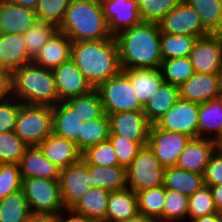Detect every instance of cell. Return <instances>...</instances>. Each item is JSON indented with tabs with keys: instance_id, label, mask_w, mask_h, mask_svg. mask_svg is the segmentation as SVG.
Returning <instances> with one entry per match:
<instances>
[{
	"instance_id": "cell-1",
	"label": "cell",
	"mask_w": 222,
	"mask_h": 222,
	"mask_svg": "<svg viewBox=\"0 0 222 222\" xmlns=\"http://www.w3.org/2000/svg\"><path fill=\"white\" fill-rule=\"evenodd\" d=\"M161 31L157 23L141 22L114 35L122 69L159 68Z\"/></svg>"
},
{
	"instance_id": "cell-2",
	"label": "cell",
	"mask_w": 222,
	"mask_h": 222,
	"mask_svg": "<svg viewBox=\"0 0 222 222\" xmlns=\"http://www.w3.org/2000/svg\"><path fill=\"white\" fill-rule=\"evenodd\" d=\"M71 59L93 89L122 71L114 37L73 42Z\"/></svg>"
},
{
	"instance_id": "cell-3",
	"label": "cell",
	"mask_w": 222,
	"mask_h": 222,
	"mask_svg": "<svg viewBox=\"0 0 222 222\" xmlns=\"http://www.w3.org/2000/svg\"><path fill=\"white\" fill-rule=\"evenodd\" d=\"M9 94L24 104L55 106L59 102L52 70L35 63L9 74Z\"/></svg>"
},
{
	"instance_id": "cell-4",
	"label": "cell",
	"mask_w": 222,
	"mask_h": 222,
	"mask_svg": "<svg viewBox=\"0 0 222 222\" xmlns=\"http://www.w3.org/2000/svg\"><path fill=\"white\" fill-rule=\"evenodd\" d=\"M58 31L72 42L110 39L109 30L100 0H71Z\"/></svg>"
},
{
	"instance_id": "cell-5",
	"label": "cell",
	"mask_w": 222,
	"mask_h": 222,
	"mask_svg": "<svg viewBox=\"0 0 222 222\" xmlns=\"http://www.w3.org/2000/svg\"><path fill=\"white\" fill-rule=\"evenodd\" d=\"M21 190L34 215L52 218L65 210L60 196L59 180L22 178Z\"/></svg>"
},
{
	"instance_id": "cell-6",
	"label": "cell",
	"mask_w": 222,
	"mask_h": 222,
	"mask_svg": "<svg viewBox=\"0 0 222 222\" xmlns=\"http://www.w3.org/2000/svg\"><path fill=\"white\" fill-rule=\"evenodd\" d=\"M14 132L28 146H38L52 134V106L22 103Z\"/></svg>"
},
{
	"instance_id": "cell-7",
	"label": "cell",
	"mask_w": 222,
	"mask_h": 222,
	"mask_svg": "<svg viewBox=\"0 0 222 222\" xmlns=\"http://www.w3.org/2000/svg\"><path fill=\"white\" fill-rule=\"evenodd\" d=\"M96 90L106 115L144 108L129 78L122 71L101 83Z\"/></svg>"
},
{
	"instance_id": "cell-8",
	"label": "cell",
	"mask_w": 222,
	"mask_h": 222,
	"mask_svg": "<svg viewBox=\"0 0 222 222\" xmlns=\"http://www.w3.org/2000/svg\"><path fill=\"white\" fill-rule=\"evenodd\" d=\"M164 171L148 145L143 146L126 167L127 187L135 193L164 184Z\"/></svg>"
},
{
	"instance_id": "cell-9",
	"label": "cell",
	"mask_w": 222,
	"mask_h": 222,
	"mask_svg": "<svg viewBox=\"0 0 222 222\" xmlns=\"http://www.w3.org/2000/svg\"><path fill=\"white\" fill-rule=\"evenodd\" d=\"M191 139L182 133L162 130L154 124L150 126L147 145L166 168L176 166L180 154Z\"/></svg>"
},
{
	"instance_id": "cell-10",
	"label": "cell",
	"mask_w": 222,
	"mask_h": 222,
	"mask_svg": "<svg viewBox=\"0 0 222 222\" xmlns=\"http://www.w3.org/2000/svg\"><path fill=\"white\" fill-rule=\"evenodd\" d=\"M199 104L179 99L155 125L165 131L198 138Z\"/></svg>"
},
{
	"instance_id": "cell-11",
	"label": "cell",
	"mask_w": 222,
	"mask_h": 222,
	"mask_svg": "<svg viewBox=\"0 0 222 222\" xmlns=\"http://www.w3.org/2000/svg\"><path fill=\"white\" fill-rule=\"evenodd\" d=\"M161 33L205 37L210 33L203 27L198 13L184 0L158 23Z\"/></svg>"
},
{
	"instance_id": "cell-12",
	"label": "cell",
	"mask_w": 222,
	"mask_h": 222,
	"mask_svg": "<svg viewBox=\"0 0 222 222\" xmlns=\"http://www.w3.org/2000/svg\"><path fill=\"white\" fill-rule=\"evenodd\" d=\"M59 187L65 211L70 210L79 199L94 185H90L87 165L80 160L60 170Z\"/></svg>"
},
{
	"instance_id": "cell-13",
	"label": "cell",
	"mask_w": 222,
	"mask_h": 222,
	"mask_svg": "<svg viewBox=\"0 0 222 222\" xmlns=\"http://www.w3.org/2000/svg\"><path fill=\"white\" fill-rule=\"evenodd\" d=\"M189 58L194 72L217 74L222 68V34L198 38Z\"/></svg>"
},
{
	"instance_id": "cell-14",
	"label": "cell",
	"mask_w": 222,
	"mask_h": 222,
	"mask_svg": "<svg viewBox=\"0 0 222 222\" xmlns=\"http://www.w3.org/2000/svg\"><path fill=\"white\" fill-rule=\"evenodd\" d=\"M110 135H121L136 142H148V122L143 110L125 111L107 115Z\"/></svg>"
},
{
	"instance_id": "cell-15",
	"label": "cell",
	"mask_w": 222,
	"mask_h": 222,
	"mask_svg": "<svg viewBox=\"0 0 222 222\" xmlns=\"http://www.w3.org/2000/svg\"><path fill=\"white\" fill-rule=\"evenodd\" d=\"M100 3L113 36L142 22L136 0H100Z\"/></svg>"
},
{
	"instance_id": "cell-16",
	"label": "cell",
	"mask_w": 222,
	"mask_h": 222,
	"mask_svg": "<svg viewBox=\"0 0 222 222\" xmlns=\"http://www.w3.org/2000/svg\"><path fill=\"white\" fill-rule=\"evenodd\" d=\"M52 72L55 78L59 102L66 101L71 97L85 95L93 90L72 59L62 63L53 69Z\"/></svg>"
},
{
	"instance_id": "cell-17",
	"label": "cell",
	"mask_w": 222,
	"mask_h": 222,
	"mask_svg": "<svg viewBox=\"0 0 222 222\" xmlns=\"http://www.w3.org/2000/svg\"><path fill=\"white\" fill-rule=\"evenodd\" d=\"M219 145L210 138H193L180 154L176 167L203 175Z\"/></svg>"
},
{
	"instance_id": "cell-18",
	"label": "cell",
	"mask_w": 222,
	"mask_h": 222,
	"mask_svg": "<svg viewBox=\"0 0 222 222\" xmlns=\"http://www.w3.org/2000/svg\"><path fill=\"white\" fill-rule=\"evenodd\" d=\"M179 97L182 100L198 104L219 98L218 75L194 73L179 86Z\"/></svg>"
},
{
	"instance_id": "cell-19",
	"label": "cell",
	"mask_w": 222,
	"mask_h": 222,
	"mask_svg": "<svg viewBox=\"0 0 222 222\" xmlns=\"http://www.w3.org/2000/svg\"><path fill=\"white\" fill-rule=\"evenodd\" d=\"M32 60L27 54L23 34L0 33V67L8 74Z\"/></svg>"
},
{
	"instance_id": "cell-20",
	"label": "cell",
	"mask_w": 222,
	"mask_h": 222,
	"mask_svg": "<svg viewBox=\"0 0 222 222\" xmlns=\"http://www.w3.org/2000/svg\"><path fill=\"white\" fill-rule=\"evenodd\" d=\"M72 43V40L65 33L57 31L32 62L45 69L53 70L71 59Z\"/></svg>"
},
{
	"instance_id": "cell-21",
	"label": "cell",
	"mask_w": 222,
	"mask_h": 222,
	"mask_svg": "<svg viewBox=\"0 0 222 222\" xmlns=\"http://www.w3.org/2000/svg\"><path fill=\"white\" fill-rule=\"evenodd\" d=\"M38 147L43 155L60 169L76 164L81 160V152L75 143L53 133Z\"/></svg>"
},
{
	"instance_id": "cell-22",
	"label": "cell",
	"mask_w": 222,
	"mask_h": 222,
	"mask_svg": "<svg viewBox=\"0 0 222 222\" xmlns=\"http://www.w3.org/2000/svg\"><path fill=\"white\" fill-rule=\"evenodd\" d=\"M37 21L35 10L0 0V33H25Z\"/></svg>"
},
{
	"instance_id": "cell-23",
	"label": "cell",
	"mask_w": 222,
	"mask_h": 222,
	"mask_svg": "<svg viewBox=\"0 0 222 222\" xmlns=\"http://www.w3.org/2000/svg\"><path fill=\"white\" fill-rule=\"evenodd\" d=\"M22 178L59 180L60 168L50 162L38 146H28L19 163Z\"/></svg>"
},
{
	"instance_id": "cell-24",
	"label": "cell",
	"mask_w": 222,
	"mask_h": 222,
	"mask_svg": "<svg viewBox=\"0 0 222 222\" xmlns=\"http://www.w3.org/2000/svg\"><path fill=\"white\" fill-rule=\"evenodd\" d=\"M81 129L82 119L65 101H60L52 107L53 134L68 139L77 146Z\"/></svg>"
},
{
	"instance_id": "cell-25",
	"label": "cell",
	"mask_w": 222,
	"mask_h": 222,
	"mask_svg": "<svg viewBox=\"0 0 222 222\" xmlns=\"http://www.w3.org/2000/svg\"><path fill=\"white\" fill-rule=\"evenodd\" d=\"M144 106L164 82L160 68L122 69Z\"/></svg>"
},
{
	"instance_id": "cell-26",
	"label": "cell",
	"mask_w": 222,
	"mask_h": 222,
	"mask_svg": "<svg viewBox=\"0 0 222 222\" xmlns=\"http://www.w3.org/2000/svg\"><path fill=\"white\" fill-rule=\"evenodd\" d=\"M139 213L136 193L129 189L110 192L105 220L103 222H119Z\"/></svg>"
},
{
	"instance_id": "cell-27",
	"label": "cell",
	"mask_w": 222,
	"mask_h": 222,
	"mask_svg": "<svg viewBox=\"0 0 222 222\" xmlns=\"http://www.w3.org/2000/svg\"><path fill=\"white\" fill-rule=\"evenodd\" d=\"M109 194L110 191L106 189L93 187L69 211L95 222H103L105 220Z\"/></svg>"
},
{
	"instance_id": "cell-28",
	"label": "cell",
	"mask_w": 222,
	"mask_h": 222,
	"mask_svg": "<svg viewBox=\"0 0 222 222\" xmlns=\"http://www.w3.org/2000/svg\"><path fill=\"white\" fill-rule=\"evenodd\" d=\"M179 99L178 86L163 82L144 105L143 112L148 122L154 125Z\"/></svg>"
},
{
	"instance_id": "cell-29",
	"label": "cell",
	"mask_w": 222,
	"mask_h": 222,
	"mask_svg": "<svg viewBox=\"0 0 222 222\" xmlns=\"http://www.w3.org/2000/svg\"><path fill=\"white\" fill-rule=\"evenodd\" d=\"M222 127V98L212 99L199 104L198 138H210L220 146V132ZM211 135L207 137L206 133Z\"/></svg>"
},
{
	"instance_id": "cell-30",
	"label": "cell",
	"mask_w": 222,
	"mask_h": 222,
	"mask_svg": "<svg viewBox=\"0 0 222 222\" xmlns=\"http://www.w3.org/2000/svg\"><path fill=\"white\" fill-rule=\"evenodd\" d=\"M86 165L90 173V185L110 192L128 188L126 167L122 165L106 167L95 164Z\"/></svg>"
},
{
	"instance_id": "cell-31",
	"label": "cell",
	"mask_w": 222,
	"mask_h": 222,
	"mask_svg": "<svg viewBox=\"0 0 222 222\" xmlns=\"http://www.w3.org/2000/svg\"><path fill=\"white\" fill-rule=\"evenodd\" d=\"M204 185L203 175L180 169L176 166L166 167L163 186L168 190L179 191L190 197Z\"/></svg>"
},
{
	"instance_id": "cell-32",
	"label": "cell",
	"mask_w": 222,
	"mask_h": 222,
	"mask_svg": "<svg viewBox=\"0 0 222 222\" xmlns=\"http://www.w3.org/2000/svg\"><path fill=\"white\" fill-rule=\"evenodd\" d=\"M109 135V118L106 114L99 119L82 122L81 133H79L77 140V148L82 153L89 147L109 140Z\"/></svg>"
},
{
	"instance_id": "cell-33",
	"label": "cell",
	"mask_w": 222,
	"mask_h": 222,
	"mask_svg": "<svg viewBox=\"0 0 222 222\" xmlns=\"http://www.w3.org/2000/svg\"><path fill=\"white\" fill-rule=\"evenodd\" d=\"M198 13L203 27L210 34H222L220 0H184Z\"/></svg>"
},
{
	"instance_id": "cell-34",
	"label": "cell",
	"mask_w": 222,
	"mask_h": 222,
	"mask_svg": "<svg viewBox=\"0 0 222 222\" xmlns=\"http://www.w3.org/2000/svg\"><path fill=\"white\" fill-rule=\"evenodd\" d=\"M139 213L163 222L166 188L161 185L136 192Z\"/></svg>"
},
{
	"instance_id": "cell-35",
	"label": "cell",
	"mask_w": 222,
	"mask_h": 222,
	"mask_svg": "<svg viewBox=\"0 0 222 222\" xmlns=\"http://www.w3.org/2000/svg\"><path fill=\"white\" fill-rule=\"evenodd\" d=\"M31 215L22 190L0 200V222H25Z\"/></svg>"
},
{
	"instance_id": "cell-36",
	"label": "cell",
	"mask_w": 222,
	"mask_h": 222,
	"mask_svg": "<svg viewBox=\"0 0 222 222\" xmlns=\"http://www.w3.org/2000/svg\"><path fill=\"white\" fill-rule=\"evenodd\" d=\"M65 102L77 113L82 122L99 119L105 114L100 95L96 89L85 95L71 97Z\"/></svg>"
},
{
	"instance_id": "cell-37",
	"label": "cell",
	"mask_w": 222,
	"mask_h": 222,
	"mask_svg": "<svg viewBox=\"0 0 222 222\" xmlns=\"http://www.w3.org/2000/svg\"><path fill=\"white\" fill-rule=\"evenodd\" d=\"M57 31L58 27L54 24L37 20L25 33H23L27 54L34 59L46 42Z\"/></svg>"
},
{
	"instance_id": "cell-38",
	"label": "cell",
	"mask_w": 222,
	"mask_h": 222,
	"mask_svg": "<svg viewBox=\"0 0 222 222\" xmlns=\"http://www.w3.org/2000/svg\"><path fill=\"white\" fill-rule=\"evenodd\" d=\"M197 39L195 36L161 33L162 59L188 57Z\"/></svg>"
},
{
	"instance_id": "cell-39",
	"label": "cell",
	"mask_w": 222,
	"mask_h": 222,
	"mask_svg": "<svg viewBox=\"0 0 222 222\" xmlns=\"http://www.w3.org/2000/svg\"><path fill=\"white\" fill-rule=\"evenodd\" d=\"M159 68L164 82L177 86L195 73L189 56L162 60Z\"/></svg>"
},
{
	"instance_id": "cell-40",
	"label": "cell",
	"mask_w": 222,
	"mask_h": 222,
	"mask_svg": "<svg viewBox=\"0 0 222 222\" xmlns=\"http://www.w3.org/2000/svg\"><path fill=\"white\" fill-rule=\"evenodd\" d=\"M142 22L159 23L171 10L183 0H136Z\"/></svg>"
},
{
	"instance_id": "cell-41",
	"label": "cell",
	"mask_w": 222,
	"mask_h": 222,
	"mask_svg": "<svg viewBox=\"0 0 222 222\" xmlns=\"http://www.w3.org/2000/svg\"><path fill=\"white\" fill-rule=\"evenodd\" d=\"M28 147L14 131L0 134V164H19Z\"/></svg>"
},
{
	"instance_id": "cell-42",
	"label": "cell",
	"mask_w": 222,
	"mask_h": 222,
	"mask_svg": "<svg viewBox=\"0 0 222 222\" xmlns=\"http://www.w3.org/2000/svg\"><path fill=\"white\" fill-rule=\"evenodd\" d=\"M81 160L85 164H95L102 167L120 165L109 140L87 148L81 153Z\"/></svg>"
},
{
	"instance_id": "cell-43",
	"label": "cell",
	"mask_w": 222,
	"mask_h": 222,
	"mask_svg": "<svg viewBox=\"0 0 222 222\" xmlns=\"http://www.w3.org/2000/svg\"><path fill=\"white\" fill-rule=\"evenodd\" d=\"M217 212L210 186L203 185L188 199V215L191 219Z\"/></svg>"
},
{
	"instance_id": "cell-44",
	"label": "cell",
	"mask_w": 222,
	"mask_h": 222,
	"mask_svg": "<svg viewBox=\"0 0 222 222\" xmlns=\"http://www.w3.org/2000/svg\"><path fill=\"white\" fill-rule=\"evenodd\" d=\"M188 199V196L179 191L166 189L163 222H177L184 219L188 215Z\"/></svg>"
},
{
	"instance_id": "cell-45",
	"label": "cell",
	"mask_w": 222,
	"mask_h": 222,
	"mask_svg": "<svg viewBox=\"0 0 222 222\" xmlns=\"http://www.w3.org/2000/svg\"><path fill=\"white\" fill-rule=\"evenodd\" d=\"M70 2L71 0H39L35 8L37 20L59 27Z\"/></svg>"
},
{
	"instance_id": "cell-46",
	"label": "cell",
	"mask_w": 222,
	"mask_h": 222,
	"mask_svg": "<svg viewBox=\"0 0 222 222\" xmlns=\"http://www.w3.org/2000/svg\"><path fill=\"white\" fill-rule=\"evenodd\" d=\"M109 141L115 150L119 164L124 167H128L139 150L148 143L136 142L121 135H109Z\"/></svg>"
},
{
	"instance_id": "cell-47",
	"label": "cell",
	"mask_w": 222,
	"mask_h": 222,
	"mask_svg": "<svg viewBox=\"0 0 222 222\" xmlns=\"http://www.w3.org/2000/svg\"><path fill=\"white\" fill-rule=\"evenodd\" d=\"M21 184L19 164H0V200L21 190Z\"/></svg>"
},
{
	"instance_id": "cell-48",
	"label": "cell",
	"mask_w": 222,
	"mask_h": 222,
	"mask_svg": "<svg viewBox=\"0 0 222 222\" xmlns=\"http://www.w3.org/2000/svg\"><path fill=\"white\" fill-rule=\"evenodd\" d=\"M15 101V102H14ZM22 102L8 94L0 98V134L14 131Z\"/></svg>"
},
{
	"instance_id": "cell-49",
	"label": "cell",
	"mask_w": 222,
	"mask_h": 222,
	"mask_svg": "<svg viewBox=\"0 0 222 222\" xmlns=\"http://www.w3.org/2000/svg\"><path fill=\"white\" fill-rule=\"evenodd\" d=\"M204 185L216 186L222 184V146L212 154L203 174Z\"/></svg>"
},
{
	"instance_id": "cell-50",
	"label": "cell",
	"mask_w": 222,
	"mask_h": 222,
	"mask_svg": "<svg viewBox=\"0 0 222 222\" xmlns=\"http://www.w3.org/2000/svg\"><path fill=\"white\" fill-rule=\"evenodd\" d=\"M67 213H70L71 216L64 219V217L60 213L59 215L52 217L51 222H95L94 220L88 219L86 217L76 215L69 210Z\"/></svg>"
},
{
	"instance_id": "cell-51",
	"label": "cell",
	"mask_w": 222,
	"mask_h": 222,
	"mask_svg": "<svg viewBox=\"0 0 222 222\" xmlns=\"http://www.w3.org/2000/svg\"><path fill=\"white\" fill-rule=\"evenodd\" d=\"M214 205L218 212L222 213V184L210 186Z\"/></svg>"
},
{
	"instance_id": "cell-52",
	"label": "cell",
	"mask_w": 222,
	"mask_h": 222,
	"mask_svg": "<svg viewBox=\"0 0 222 222\" xmlns=\"http://www.w3.org/2000/svg\"><path fill=\"white\" fill-rule=\"evenodd\" d=\"M9 94V74L0 67V98Z\"/></svg>"
},
{
	"instance_id": "cell-53",
	"label": "cell",
	"mask_w": 222,
	"mask_h": 222,
	"mask_svg": "<svg viewBox=\"0 0 222 222\" xmlns=\"http://www.w3.org/2000/svg\"><path fill=\"white\" fill-rule=\"evenodd\" d=\"M190 222H222V213L217 212L207 216H200L194 219H191Z\"/></svg>"
},
{
	"instance_id": "cell-54",
	"label": "cell",
	"mask_w": 222,
	"mask_h": 222,
	"mask_svg": "<svg viewBox=\"0 0 222 222\" xmlns=\"http://www.w3.org/2000/svg\"><path fill=\"white\" fill-rule=\"evenodd\" d=\"M7 2L35 10L39 0H6Z\"/></svg>"
},
{
	"instance_id": "cell-55",
	"label": "cell",
	"mask_w": 222,
	"mask_h": 222,
	"mask_svg": "<svg viewBox=\"0 0 222 222\" xmlns=\"http://www.w3.org/2000/svg\"><path fill=\"white\" fill-rule=\"evenodd\" d=\"M119 222H158V221L154 218L138 213L137 215L130 217L129 219L119 221Z\"/></svg>"
},
{
	"instance_id": "cell-56",
	"label": "cell",
	"mask_w": 222,
	"mask_h": 222,
	"mask_svg": "<svg viewBox=\"0 0 222 222\" xmlns=\"http://www.w3.org/2000/svg\"><path fill=\"white\" fill-rule=\"evenodd\" d=\"M25 222H51V217L32 214Z\"/></svg>"
},
{
	"instance_id": "cell-57",
	"label": "cell",
	"mask_w": 222,
	"mask_h": 222,
	"mask_svg": "<svg viewBox=\"0 0 222 222\" xmlns=\"http://www.w3.org/2000/svg\"><path fill=\"white\" fill-rule=\"evenodd\" d=\"M217 75H218L219 98H222V68L219 70Z\"/></svg>"
},
{
	"instance_id": "cell-58",
	"label": "cell",
	"mask_w": 222,
	"mask_h": 222,
	"mask_svg": "<svg viewBox=\"0 0 222 222\" xmlns=\"http://www.w3.org/2000/svg\"><path fill=\"white\" fill-rule=\"evenodd\" d=\"M220 146H222V127H221V132H220Z\"/></svg>"
},
{
	"instance_id": "cell-59",
	"label": "cell",
	"mask_w": 222,
	"mask_h": 222,
	"mask_svg": "<svg viewBox=\"0 0 222 222\" xmlns=\"http://www.w3.org/2000/svg\"><path fill=\"white\" fill-rule=\"evenodd\" d=\"M220 8H221V14H222V0H220Z\"/></svg>"
}]
</instances>
